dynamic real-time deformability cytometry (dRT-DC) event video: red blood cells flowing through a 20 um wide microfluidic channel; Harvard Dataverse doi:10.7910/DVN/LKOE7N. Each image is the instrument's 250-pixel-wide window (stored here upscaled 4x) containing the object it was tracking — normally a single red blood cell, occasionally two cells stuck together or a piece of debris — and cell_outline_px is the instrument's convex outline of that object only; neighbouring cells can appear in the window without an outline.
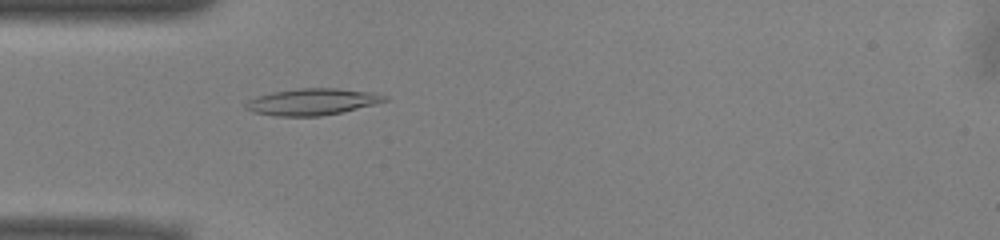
{"species": "common noctule bat (a hibernating species)", "species_latin": "Nyctalus noctula", "temperature_condition": "warm", "stored_images_in_passage": 43, "camera_frame_rate_fps": 3000, "um_per_image_px": 0.085, "animal": {"sex": "male", "body_mass_g": 13.0, "forearm_length_mm": 53.1}, "frame": {"image": 1, "passage_image": 15, "time_ms": 4.667, "image_size_px": [1000, 240], "cell_outline_px": [[388, 100], [376, 104], [344, 112], [320, 116], [276, 116], [252, 112], [244, 108], [244, 104], [248, 100], [256, 96], [272, 92], [300, 88], [336, 88], [372, 92], [388, 96]], "centroid_in_image_um": [26.54, 8.65], "position_along_channel_um": 58.5, "area_um2": 21.73}}
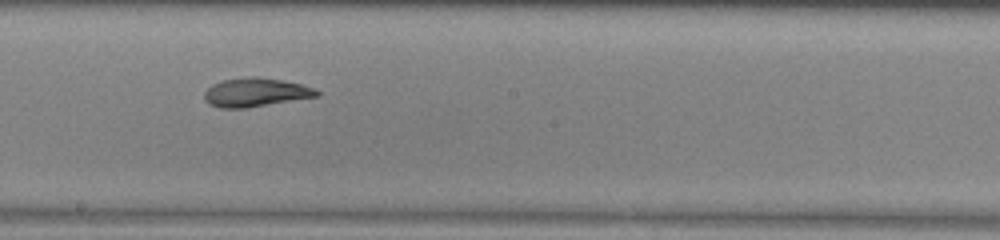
{"frame": {"image": 2, "passage_image": 28, "time_ms": 9.0, "image_size_px": [1000, 240], "cell_outline_px": [[320, 96], [248, 108], [220, 108], [208, 104], [204, 100], [204, 92], [212, 84], [224, 80], [252, 76], [256, 76], [280, 80], [300, 84], [316, 88], [320, 92]], "centroid_in_image_um": [21.73, 7.86], "position_along_channel_um": 226.5, "area_um2": 18.96}}
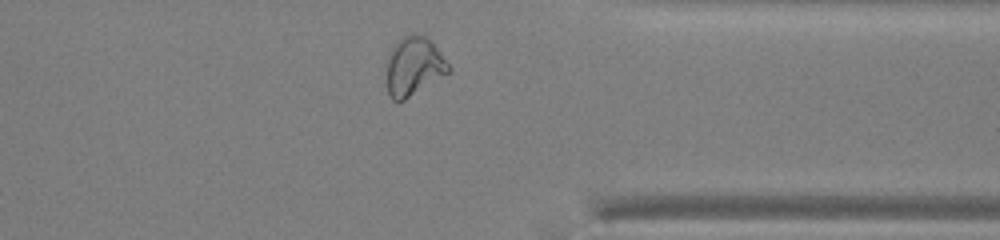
{"frame": {"image": 3, "passage_image": 40, "time_ms": 13.0, "image_size_px": [1000, 240], "cell_outline_px": [[452, 68], [448, 72], [404, 100], [392, 100], [388, 96], [388, 56], [392, 48], [400, 36], [412, 32], [416, 32], [432, 40]], "centroid_in_image_um": [35.18, 5.57], "position_along_channel_um": 376.2, "area_um2": 21.1}, "authors_computed_cell_mechanics": {"area_um2": 20.23, "velocity_mm_per_s": 3.94, "shape_relaxation_time_tau1_ms": null, "shape_relaxation_time_tau2_ms": 2.8707, "deformation_change_tau1": null, "deformation_change_tau2": 0.0919}}